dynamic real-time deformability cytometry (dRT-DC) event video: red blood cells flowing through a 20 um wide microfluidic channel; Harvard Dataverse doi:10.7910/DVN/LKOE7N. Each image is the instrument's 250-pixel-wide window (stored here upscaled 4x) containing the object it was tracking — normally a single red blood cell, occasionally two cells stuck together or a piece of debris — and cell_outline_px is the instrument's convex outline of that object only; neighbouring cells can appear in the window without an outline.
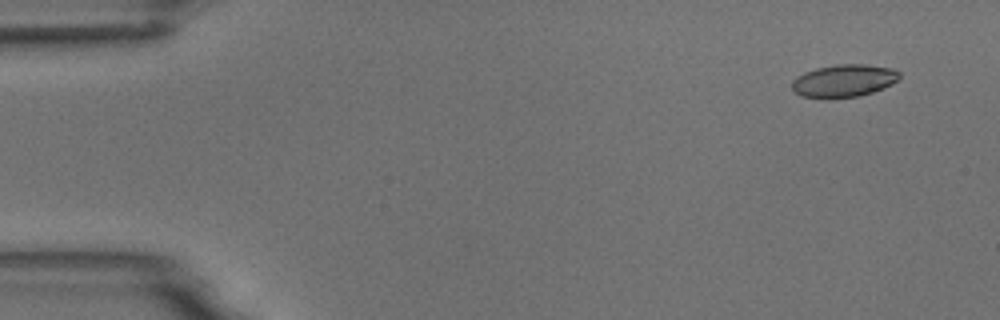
{"species": "common noctule bat (a hibernating species)", "species_latin": "Nyctalus noctula", "temperature_condition": "room temperature", "stored_images_in_passage": 4, "camera_frame_rate_fps": 3000, "um_per_image_px": 0.085, "animal": {"sex": "male", "body_mass_g": 18.8}, "frame": {"image": 1, "passage_image": 1, "time_ms": 0.0, "image_size_px": [1000, 320], "cell_outline_px": [[900, 76], [892, 84], [872, 92], [860, 96], [800, 96], [792, 88], [792, 80], [796, 76], [804, 72], [816, 68], [836, 64], [868, 64], [892, 68], [900, 72]], "centroid_in_image_um": [71.74, 6.82], "position_along_channel_um": 13.3, "area_um2": 20.0}}
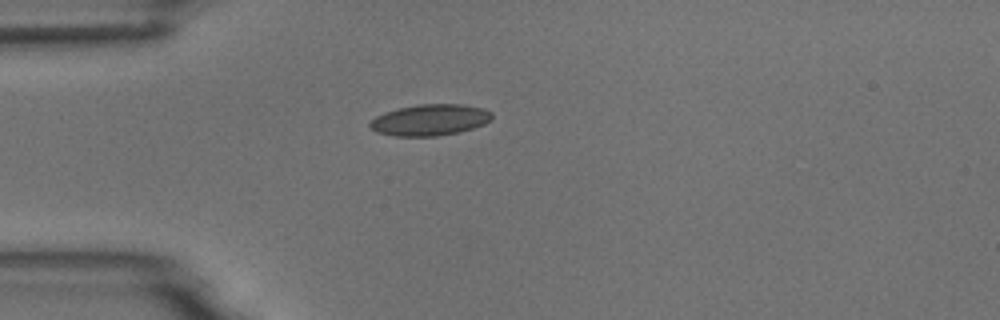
{"frame": {"image": 2, "passage_image": 4, "time_ms": 3.667, "image_size_px": [1000, 320], "cell_outline_px": [[492, 120], [484, 124], [472, 128], [456, 132], [436, 136], [396, 136], [376, 132], [368, 124], [376, 116], [384, 112], [416, 104], [460, 104], [484, 108], [492, 112]], "centroid_in_image_um": [36.56, 10.18], "position_along_channel_um": 48.4, "area_um2": 22.14}}